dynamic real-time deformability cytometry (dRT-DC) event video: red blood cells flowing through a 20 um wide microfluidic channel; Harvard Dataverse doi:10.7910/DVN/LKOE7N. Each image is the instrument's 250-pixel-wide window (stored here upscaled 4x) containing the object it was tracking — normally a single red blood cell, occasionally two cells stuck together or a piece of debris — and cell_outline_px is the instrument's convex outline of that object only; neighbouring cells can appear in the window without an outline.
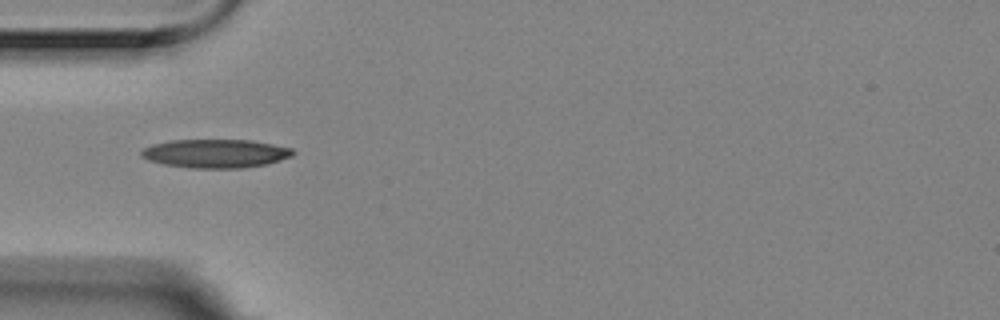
{"species": "Egyptian fruit bat (a non-hibernating species)", "species_latin": "Rousettus aegyptiacus", "temperature_condition": "room temperature", "stored_images_in_passage": 4, "camera_frame_rate_fps": 3000, "um_per_image_px": 0.085, "animal": {"sex": "female"}, "frame": {"image": 1, "passage_image": 1, "time_ms": 0.0, "image_size_px": [1000, 320], "cell_outline_px": [[296, 152], [292, 156], [268, 164], [240, 168], [192, 168], [164, 164], [148, 160], [140, 156], [140, 152], [144, 148], [152, 144], [172, 140], [252, 140], [292, 148]], "centroid_in_image_um": [18.33, 13.04], "position_along_channel_um": 66.7, "area_um2": 25.32}}
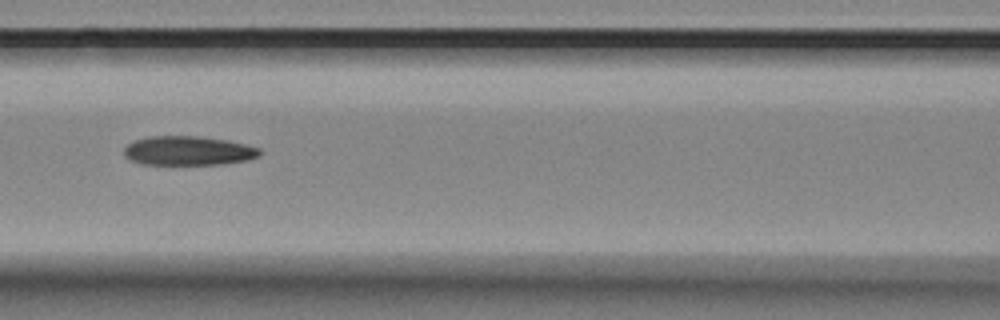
{"frame": {"image": 2, "passage_image": 3, "time_ms": 0.667, "image_size_px": [1000, 320], "cell_outline_px": [[264, 152], [260, 156], [248, 160], [220, 164], [144, 164], [132, 160], [124, 156], [124, 148], [128, 144], [136, 140], [148, 136], [200, 136], [228, 140], [260, 148]], "centroid_in_image_um": [16.05, 12.81], "position_along_channel_um": 150.6, "area_um2": 23.12}}
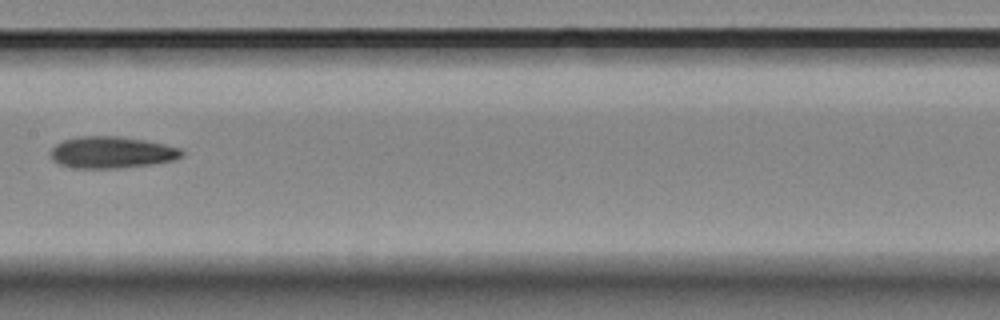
{"frame": {"image": 3, "passage_image": 4, "time_ms": 1.0, "image_size_px": [1000, 320], "cell_outline_px": [[184, 156], [176, 160], [152, 164], [116, 168], [72, 168], [60, 164], [52, 160], [48, 152], [56, 144], [64, 140], [80, 136], [116, 136], [144, 140], [164, 144], [180, 148], [184, 152]], "centroid_in_image_um": [9.49, 12.96], "position_along_channel_um": 197.9, "area_um2": 24.33}}